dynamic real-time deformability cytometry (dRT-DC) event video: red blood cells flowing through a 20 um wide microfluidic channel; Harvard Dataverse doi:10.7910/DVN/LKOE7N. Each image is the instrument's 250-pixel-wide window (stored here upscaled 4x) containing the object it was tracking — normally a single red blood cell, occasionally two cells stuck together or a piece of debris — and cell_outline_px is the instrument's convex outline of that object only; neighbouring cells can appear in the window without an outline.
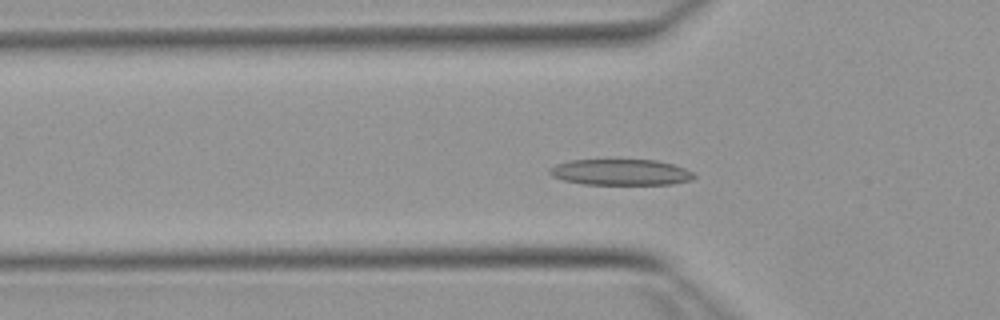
{"species": "Egyptian fruit bat (a non-hibernating species)", "species_latin": "Rousettus aegyptiacus", "temperature_condition": "warm", "stored_images_in_passage": 51, "camera_frame_rate_fps": 3000, "um_per_image_px": 0.085, "animal": {"sex": "female"}, "frame": {"image": 1, "passage_image": 15, "time_ms": 4.667, "image_size_px": [1000, 320], "cell_outline_px": [[696, 176], [692, 180], [672, 184], [584, 184], [564, 180], [552, 176], [548, 172], [548, 168], [556, 164], [572, 160], [656, 160], [672, 164], [684, 168], [692, 172]], "centroid_in_image_um": [52.75, 14.64], "position_along_channel_um": 73.0, "area_um2": 21.79}}
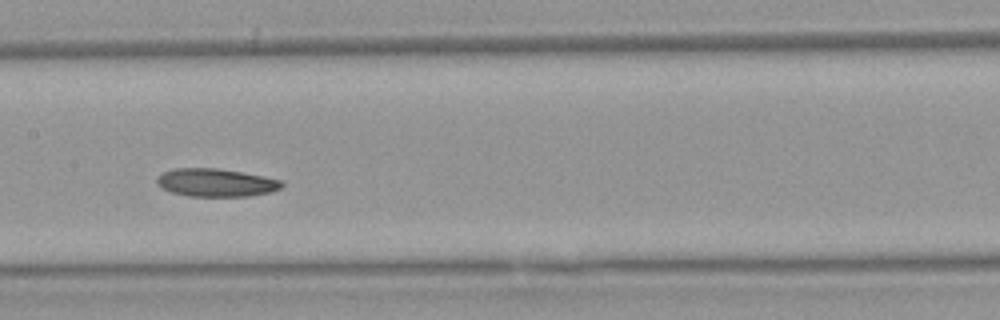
{"frame": {"image": 2, "passage_image": 24, "time_ms": 7.667, "image_size_px": [1000, 320], "cell_outline_px": [[284, 184], [280, 188], [268, 192], [248, 196], [188, 196], [172, 192], [160, 188], [156, 184], [156, 176], [164, 172], [176, 168], [216, 168], [264, 176], [280, 180]], "centroid_in_image_um": [18.29, 15.52], "position_along_channel_um": 189.1, "area_um2": 20.29}}
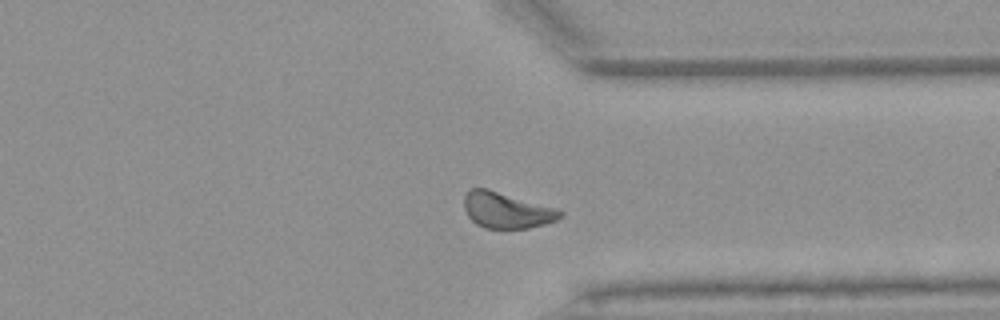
{"frame": {"image": 3, "passage_image": 38, "time_ms": 12.333, "image_size_px": [1000, 320], "cell_outline_px": [[564, 216], [556, 220], [544, 224], [528, 228], [484, 228], [476, 224], [468, 216], [464, 208], [464, 196], [472, 188], [488, 188], [556, 208], [564, 212]], "centroid_in_image_um": [43.06, 17.87], "position_along_channel_um": 368.3, "area_um2": 20.11}, "authors_computed_cell_mechanics": {"area_um2": 20.519, "velocity_mm_per_s": 3.8733, "shape_relaxation_time_tau1_ms": 4.4777, "shape_relaxation_time_tau2_ms": null, "deformation_change_tau1": 0.1261, "deformation_change_tau2": null}}